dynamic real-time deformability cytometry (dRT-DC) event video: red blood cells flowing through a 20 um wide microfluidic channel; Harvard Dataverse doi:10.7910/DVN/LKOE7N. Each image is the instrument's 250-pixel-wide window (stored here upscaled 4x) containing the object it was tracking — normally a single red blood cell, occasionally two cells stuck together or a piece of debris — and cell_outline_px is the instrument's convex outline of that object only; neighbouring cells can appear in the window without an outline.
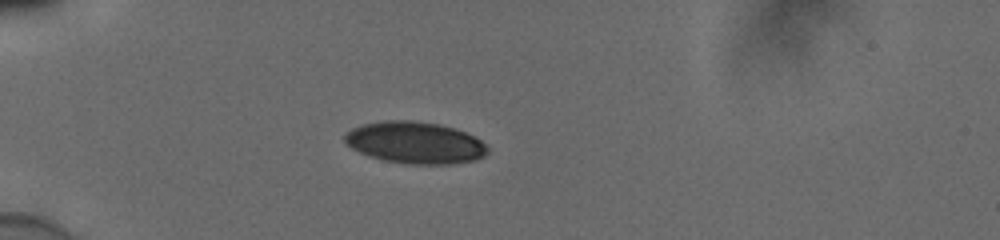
{"species": "human", "species_latin": "Homo sapiens", "temperature_condition": "cold", "stored_images_in_passage": 39, "camera_frame_rate_fps": 3000, "um_per_image_px": 0.085, "donor": {"sex": "male"}, "frame": {"image": 1, "passage_image": 1, "time_ms": 0.0, "image_size_px": [1000, 240], "cell_outline_px": [[488, 152], [484, 156], [476, 160], [452, 164], [408, 164], [384, 160], [368, 156], [352, 148], [344, 140], [344, 132], [360, 124], [384, 120], [412, 120], [440, 124], [464, 132], [480, 140], [488, 148]], "centroid_in_image_um": [35.25, 12.12], "position_along_channel_um": 49.8, "area_um2": 34.91}}
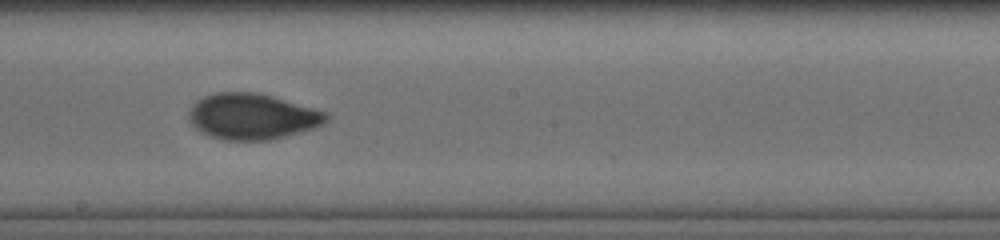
{"frame": {"image": 2, "passage_image": 17, "time_ms": 5.333, "image_size_px": [1000, 240], "cell_outline_px": [[328, 120], [312, 128], [284, 136], [268, 140], [224, 140], [200, 132], [188, 120], [188, 112], [192, 104], [196, 100], [204, 96], [216, 92], [260, 92], [312, 108], [324, 112], [328, 116]], "centroid_in_image_um": [21.36, 9.88], "position_along_channel_um": 226.8, "area_um2": 36.47}}
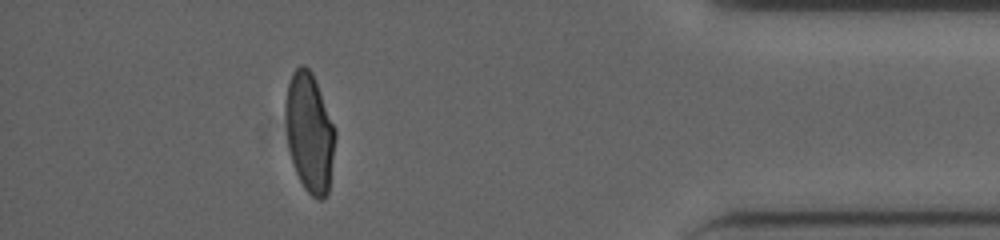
{"frame": {"image": 3, "passage_image": 34, "time_ms": 11.0, "image_size_px": [1000, 240], "cell_outline_px": [[336, 136], [328, 192], [324, 200], [320, 200], [312, 196], [304, 188], [296, 172], [288, 148], [284, 112], [284, 100], [288, 84], [292, 72], [300, 64], [304, 64], [312, 72], [336, 128]], "centroid_in_image_um": [26.3, 11.23], "position_along_channel_um": 408.9, "area_um2": 34.91}, "authors_computed_cell_mechanics": {"area_um2": 35.4314, "velocity_mm_per_s": 3.8851, "shape_relaxation_time_tau1_ms": 6.2069, "shape_relaxation_time_tau2_ms": 1.0089, "deformation_change_tau1": 0.1888, "deformation_change_tau2": 0.0472}}